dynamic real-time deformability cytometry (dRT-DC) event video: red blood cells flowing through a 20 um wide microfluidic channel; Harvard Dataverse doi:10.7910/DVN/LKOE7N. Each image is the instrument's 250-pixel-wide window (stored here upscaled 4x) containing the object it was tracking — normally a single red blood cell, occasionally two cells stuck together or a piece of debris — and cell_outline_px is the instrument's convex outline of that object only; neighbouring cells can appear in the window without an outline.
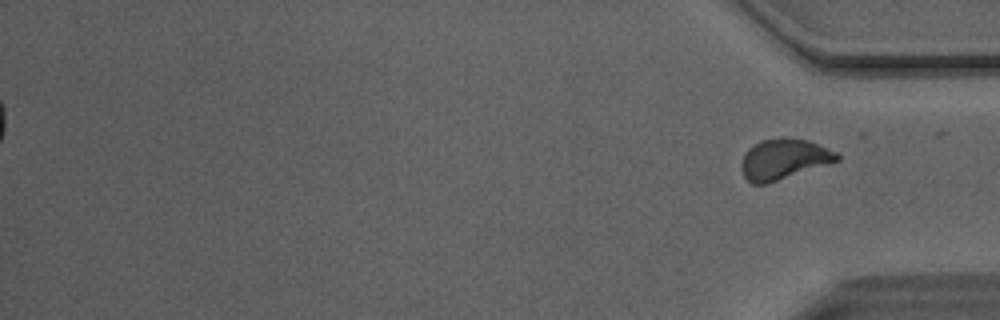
{"species": "Egyptian fruit bat (a non-hibernating species)", "species_latin": "Rousettus aegyptiacus", "temperature_condition": "room temperature", "stored_images_in_passage": 40, "segment_of_instrument_passage": [2, 2], "camera_frame_rate_fps": 3000, "um_per_image_px": 0.085, "animal": {"sex": "male"}, "frame": {"image": 1, "passage_image": 40, "time_ms": 13.0, "image_size_px": [1000, 320], "cell_outline_px": [[840, 160], [768, 184], [752, 184], [744, 176], [740, 168], [740, 164], [744, 152], [752, 144], [760, 140], [780, 136], [808, 140], [836, 152], [840, 156]], "centroid_in_image_um": [66.57, 13.52], "position_along_channel_um": 368.6, "area_um2": 22.95}}